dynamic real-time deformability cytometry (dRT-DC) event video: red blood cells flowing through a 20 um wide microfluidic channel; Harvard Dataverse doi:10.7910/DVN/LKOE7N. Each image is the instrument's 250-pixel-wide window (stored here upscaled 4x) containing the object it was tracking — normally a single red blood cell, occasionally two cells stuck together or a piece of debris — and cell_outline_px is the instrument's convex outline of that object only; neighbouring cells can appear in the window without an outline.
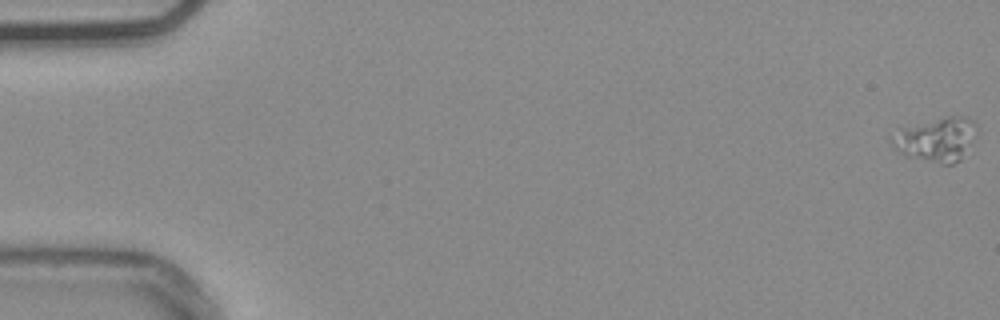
{"species": "common noctule bat (a hibernating species)", "species_latin": "Nyctalus noctula", "temperature_condition": "warm", "stored_images_in_passage": 10, "camera_frame_rate_fps": 3000, "um_per_image_px": 0.085, "animal": {"sex": "male", "body_mass_g": 20.4}, "frame": {"image": 1, "passage_image": 1, "time_ms": 0.0, "image_size_px": [1000, 320], "cell_outline_px": [[976, 124], [960, 160], [952, 164], [940, 164], [908, 156], [892, 148], [892, 140], [904, 132], [948, 116], [968, 116]], "centroid_in_image_um": [79.65, 11.91], "position_along_channel_um": 5.3, "area_um2": 19.65}}